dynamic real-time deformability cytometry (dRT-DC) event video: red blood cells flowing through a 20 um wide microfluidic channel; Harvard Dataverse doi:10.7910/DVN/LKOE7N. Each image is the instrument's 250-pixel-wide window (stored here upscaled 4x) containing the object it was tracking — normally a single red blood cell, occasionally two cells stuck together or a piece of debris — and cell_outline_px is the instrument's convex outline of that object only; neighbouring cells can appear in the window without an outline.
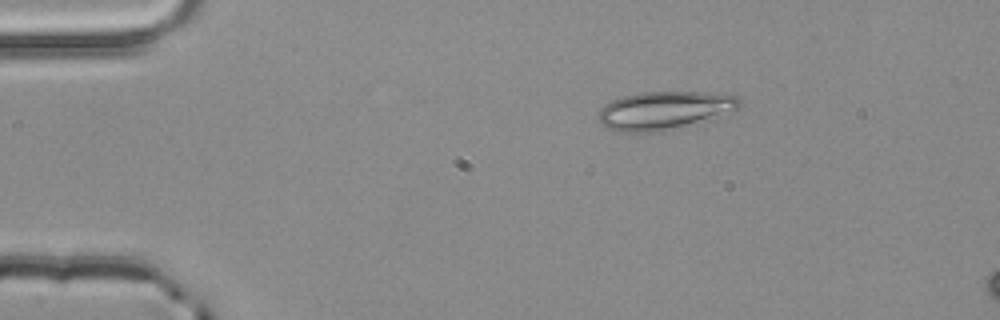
{"species": "common noctule bat (a hibernating species)", "species_latin": "Nyctalus noctula", "temperature_condition": "room temperature", "stored_images_in_passage": 5, "camera_frame_rate_fps": 3000, "um_per_image_px": 0.085, "animal": {"sex": "male", "body_mass_g": 20.4}, "frame": {"image": 1, "passage_image": 5, "time_ms": 1.333, "image_size_px": [1000, 320], "cell_outline_px": [[740, 108], [712, 120], [664, 132], [620, 132], [608, 128], [596, 116], [612, 100], [624, 96], [640, 92], [704, 92], [736, 96], [740, 100]], "centroid_in_image_um": [56.54, 9.41], "position_along_channel_um": 28.5, "area_um2": 31.62}}